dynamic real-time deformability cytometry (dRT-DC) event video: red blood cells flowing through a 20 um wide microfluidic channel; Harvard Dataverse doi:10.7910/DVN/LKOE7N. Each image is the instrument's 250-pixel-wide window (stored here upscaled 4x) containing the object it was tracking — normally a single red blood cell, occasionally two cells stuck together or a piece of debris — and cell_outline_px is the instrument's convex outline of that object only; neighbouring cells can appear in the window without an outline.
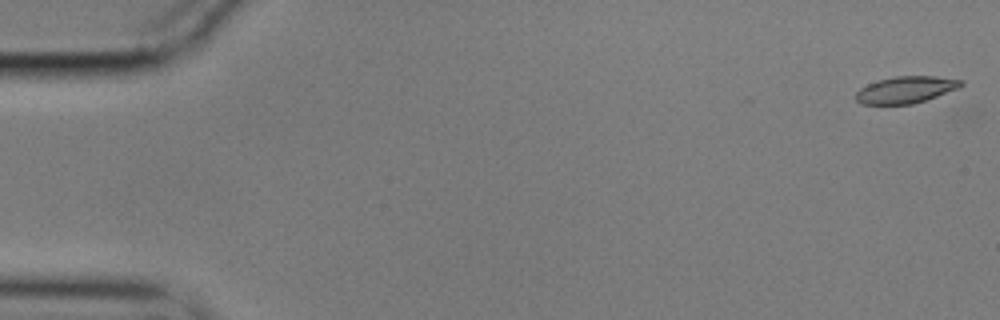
{"species": "common noctule bat (a hibernating species)", "species_latin": "Nyctalus noctula", "temperature_condition": "cold", "stored_images_in_passage": 11, "camera_frame_rate_fps": 3000, "um_per_image_px": 0.085, "animal": {"sex": "male", "body_mass_g": 17.9}, "frame": {"image": 1, "passage_image": 1, "time_ms": 0.0, "image_size_px": [1000, 320], "cell_outline_px": [[964, 84], [956, 88], [936, 96], [912, 104], [860, 104], [856, 100], [856, 92], [860, 88], [868, 84], [880, 80], [896, 76], [936, 76], [964, 80]], "centroid_in_image_um": [76.97, 7.62], "position_along_channel_um": 8.0, "area_um2": 16.18}}